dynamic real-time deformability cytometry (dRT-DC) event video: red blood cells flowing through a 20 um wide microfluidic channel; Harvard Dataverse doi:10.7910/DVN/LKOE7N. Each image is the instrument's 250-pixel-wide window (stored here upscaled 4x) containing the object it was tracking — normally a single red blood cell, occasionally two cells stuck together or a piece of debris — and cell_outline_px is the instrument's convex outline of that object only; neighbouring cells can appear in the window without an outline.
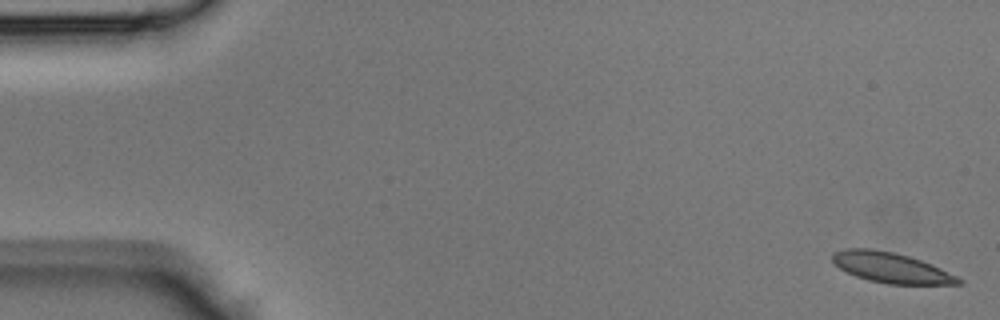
{"species": "Egyptian fruit bat (a non-hibernating species)", "species_latin": "Rousettus aegyptiacus", "temperature_condition": "room temperature", "stored_images_in_passage": 43, "camera_frame_rate_fps": 3000, "um_per_image_px": 0.085, "animal": {"sex": "male"}, "frame": {"image": 1, "passage_image": 1, "time_ms": 0.0, "image_size_px": [1000, 320], "cell_outline_px": [[964, 280], [960, 284], [888, 284], [868, 280], [856, 276], [840, 268], [832, 260], [832, 252], [844, 248], [872, 248], [892, 252], [908, 256], [920, 260], [940, 268]], "centroid_in_image_um": [75.71, 22.74], "position_along_channel_um": 9.3, "area_um2": 22.08}}
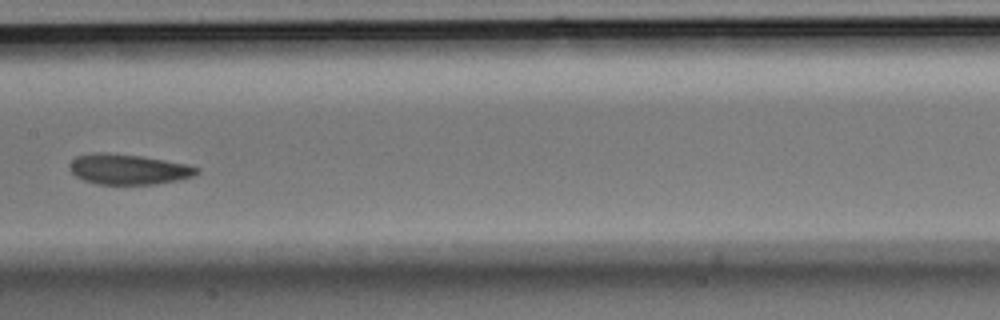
{"frame": {"image": 2, "passage_image": 22, "time_ms": 7.0, "image_size_px": [1000, 320], "cell_outline_px": [[200, 172], [192, 176], [180, 180], [156, 184], [96, 184], [84, 180], [76, 176], [68, 168], [72, 160], [76, 156], [92, 152], [104, 152], [144, 156], [188, 164], [200, 168]], "centroid_in_image_um": [10.93, 14.38], "position_along_channel_um": 196.5, "area_um2": 22.77}}
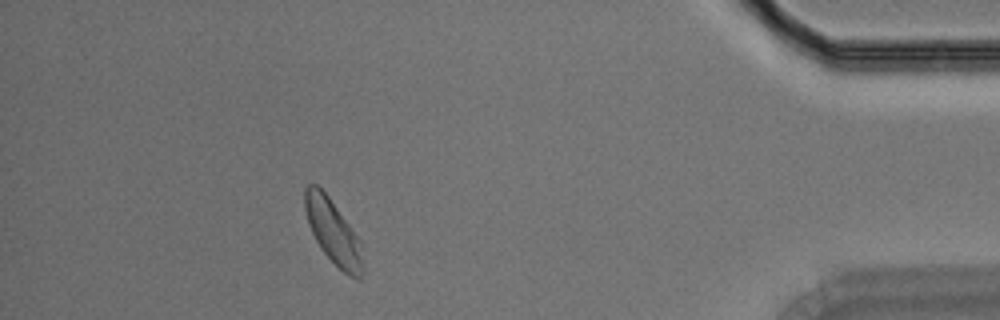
{"frame": {"image": 3, "passage_image": 39, "time_ms": 12.667, "image_size_px": [1000, 320], "cell_outline_px": [[364, 272], [360, 280], [356, 280], [348, 276], [320, 248], [308, 224], [304, 208], [304, 188], [308, 184], [316, 184], [328, 196], [352, 228], [360, 240], [364, 268]], "centroid_in_image_um": [28.33, 19.73], "position_along_channel_um": 406.9, "area_um2": 21.73}}